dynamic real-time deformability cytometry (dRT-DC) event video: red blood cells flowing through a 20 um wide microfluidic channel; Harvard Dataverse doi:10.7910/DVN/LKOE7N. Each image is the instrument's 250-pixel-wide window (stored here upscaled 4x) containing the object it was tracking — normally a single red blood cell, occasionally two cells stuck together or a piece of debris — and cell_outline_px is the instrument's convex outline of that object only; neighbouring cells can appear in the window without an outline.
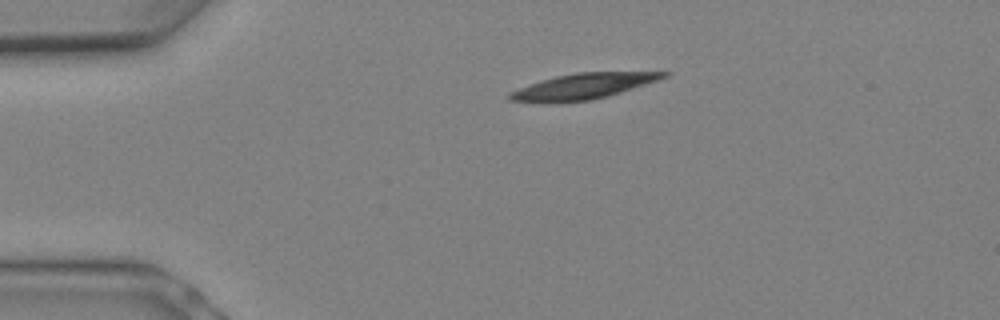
{"species": "Egyptian fruit bat (a non-hibernating species)", "species_latin": "Rousettus aegyptiacus", "temperature_condition": "warm", "stored_images_in_passage": 3, "camera_frame_rate_fps": 3000, "um_per_image_px": 0.085, "animal": {"sex": "female"}, "frame": {"image": 1, "passage_image": 1, "time_ms": 0.0, "image_size_px": [1000, 320], "cell_outline_px": [[672, 72], [668, 76], [660, 80], [608, 96], [592, 100], [548, 104], [508, 100], [504, 96], [508, 92], [540, 80], [556, 76], [576, 72]], "centroid_in_image_um": [49.49, 7.36], "position_along_channel_um": 35.5, "area_um2": 23.52}}